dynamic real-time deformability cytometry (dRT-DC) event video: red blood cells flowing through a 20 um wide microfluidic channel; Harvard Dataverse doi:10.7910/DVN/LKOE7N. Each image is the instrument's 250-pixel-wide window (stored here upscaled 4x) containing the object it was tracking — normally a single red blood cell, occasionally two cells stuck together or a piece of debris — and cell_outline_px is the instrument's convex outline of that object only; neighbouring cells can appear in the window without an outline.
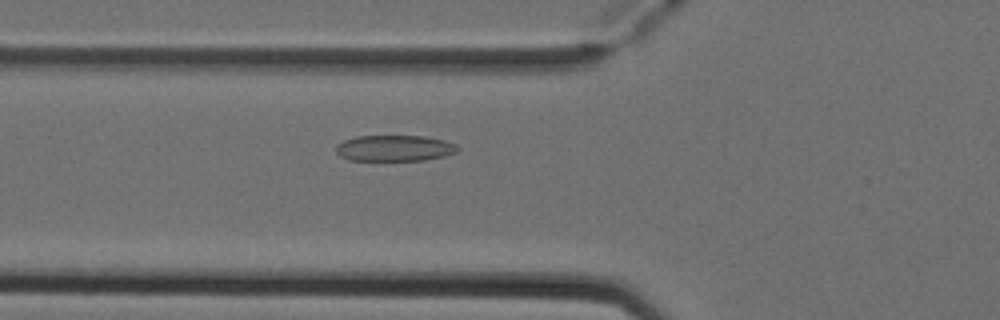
{"species": "Egyptian fruit bat (a non-hibernating species)", "species_latin": "Rousettus aegyptiacus", "temperature_condition": "cold", "stored_images_in_passage": 45, "camera_frame_rate_fps": 3000, "um_per_image_px": 0.085, "animal": {"sex": "female"}, "frame": {"image": 1, "passage_image": 12, "time_ms": 3.667, "image_size_px": [1000, 320], "cell_outline_px": [[460, 148], [456, 152], [444, 156], [424, 160], [348, 160], [340, 156], [336, 152], [336, 144], [344, 140], [356, 136], [424, 136], [444, 140], [456, 144]], "centroid_in_image_um": [33.52, 12.59], "position_along_channel_um": 92.3, "area_um2": 18.5}}
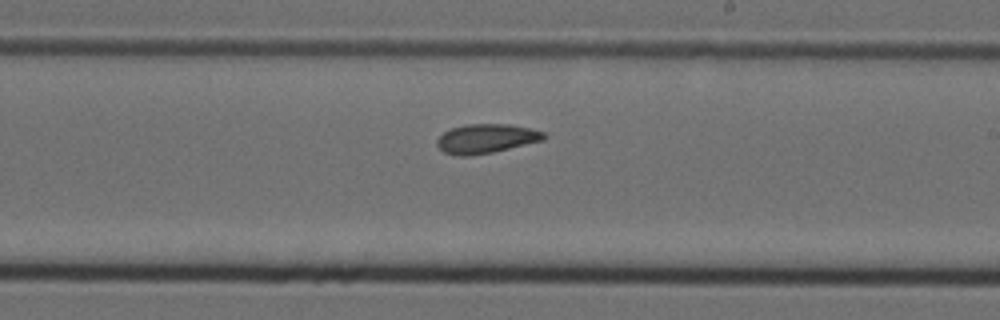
{"frame": {"image": 2, "passage_image": 24, "time_ms": 7.667, "image_size_px": [1000, 320], "cell_outline_px": [[548, 136], [544, 140], [492, 152], [468, 156], [456, 156], [444, 152], [436, 144], [436, 140], [444, 132], [452, 128], [464, 124], [508, 124], [528, 128], [544, 132]], "centroid_in_image_um": [41.32, 11.78], "position_along_channel_um": 247.7, "area_um2": 18.15}}
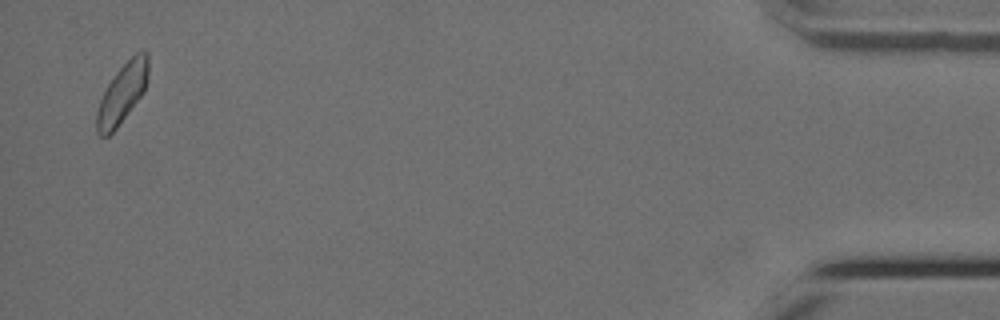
{"frame": {"image": 3, "passage_image": 44, "time_ms": 14.333, "image_size_px": [1000, 320], "cell_outline_px": [[148, 76], [144, 92], [116, 128], [108, 136], [100, 136], [96, 132], [96, 112], [100, 100], [108, 84], [116, 72], [136, 52], [148, 52]], "centroid_in_image_um": [10.38, 7.95], "position_along_channel_um": 424.8, "area_um2": 17.69}, "authors_computed_cell_mechanics": {"area_um2": 18.1492, "velocity_mm_per_s": 3.8835, "shape_relaxation_time_tau1_ms": 6.622, "shape_relaxation_time_tau2_ms": 3.6399, "deformation_change_tau1": 0.1388, "deformation_change_tau2": 0.0952}}